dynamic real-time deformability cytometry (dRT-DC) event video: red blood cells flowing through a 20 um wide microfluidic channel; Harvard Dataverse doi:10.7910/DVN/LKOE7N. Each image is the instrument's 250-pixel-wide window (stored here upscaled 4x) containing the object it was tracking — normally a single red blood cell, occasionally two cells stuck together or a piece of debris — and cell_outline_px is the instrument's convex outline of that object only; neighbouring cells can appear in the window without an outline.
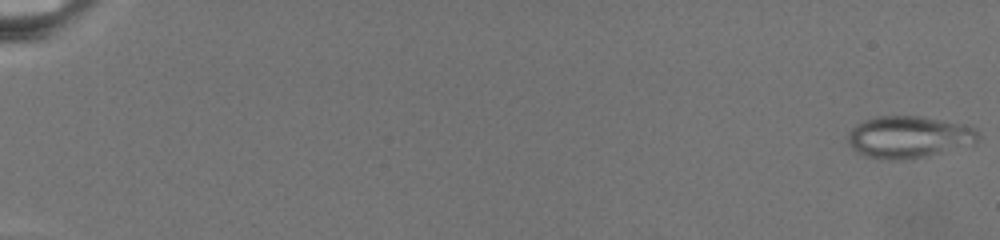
{"species": "common noctule bat (a hibernating species)", "species_latin": "Nyctalus noctula", "temperature_condition": "warm", "stored_images_in_passage": 75, "camera_frame_rate_fps": 3000, "um_per_image_px": 0.085, "animal": {"sex": "female", "body_mass_g": 19.5, "forearm_length_mm": 54.1}, "frame": {"image": 1, "passage_image": 1, "time_ms": 0.0, "image_size_px": [1000, 240], "cell_outline_px": [[980, 136], [972, 144], [928, 156], [904, 160], [892, 160], [864, 156], [856, 152], [848, 144], [848, 132], [852, 128], [864, 120], [876, 116], [924, 116], [972, 124], [976, 128]], "centroid_in_image_um": [77.28, 11.63], "position_along_channel_um": 7.7, "area_um2": 32.43}}
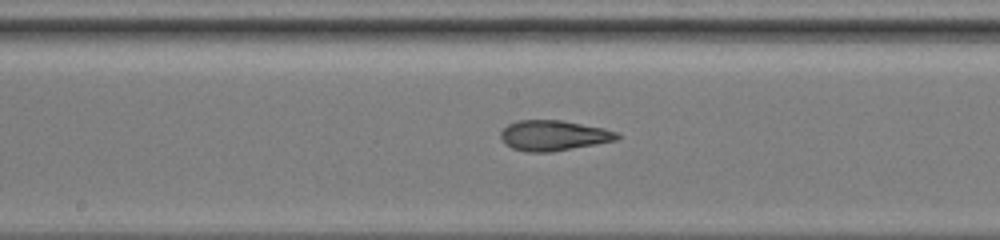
{"frame": {"image": 2, "passage_image": 43, "time_ms": 14.0, "image_size_px": [1000, 240], "cell_outline_px": [[620, 136], [616, 140], [596, 144], [552, 152], [524, 152], [512, 148], [504, 144], [500, 136], [500, 132], [508, 124], [520, 120], [560, 120], [604, 128], [616, 132]], "centroid_in_image_um": [47.01, 11.52], "position_along_channel_um": 201.2, "area_um2": 20.58}}
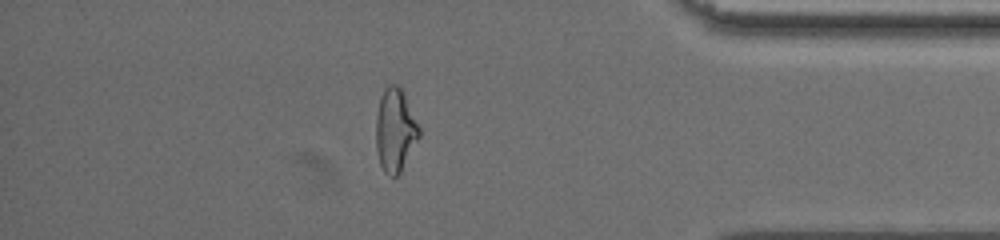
{"frame": {"image": 3, "passage_image": 66, "time_ms": 21.667, "image_size_px": [1000, 240], "cell_outline_px": [[420, 136], [400, 172], [396, 176], [388, 176], [384, 172], [380, 164], [376, 148], [376, 112], [380, 96], [384, 88], [388, 84], [396, 84], [404, 92], [420, 128]], "centroid_in_image_um": [33.58, 11.04], "position_along_channel_um": 401.6, "area_um2": 21.04}}